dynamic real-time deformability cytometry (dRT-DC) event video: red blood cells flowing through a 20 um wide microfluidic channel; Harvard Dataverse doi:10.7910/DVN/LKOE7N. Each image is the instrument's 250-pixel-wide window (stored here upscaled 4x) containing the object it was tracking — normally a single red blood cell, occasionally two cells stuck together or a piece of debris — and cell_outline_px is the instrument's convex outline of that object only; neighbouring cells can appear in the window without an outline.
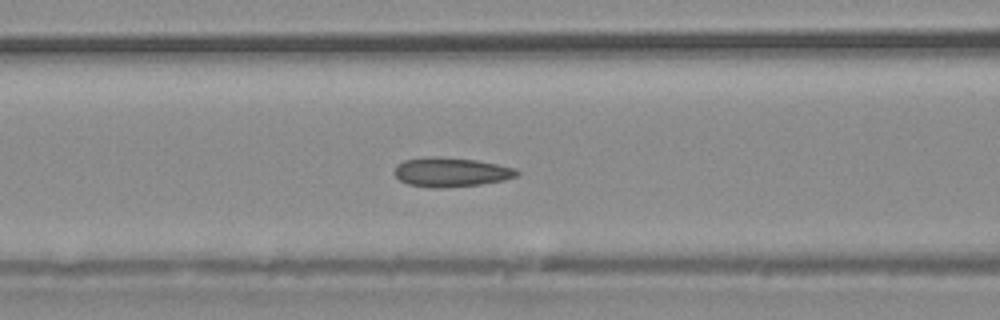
{"species": "common noctule bat (a hibernating species)", "species_latin": "Nyctalus noctula", "temperature_condition": "warm", "stored_images_in_passage": 39, "camera_frame_rate_fps": 3000, "um_per_image_px": 0.085, "animal": {"sex": "male", "body_mass_g": 20.4}, "frame": {"image": 1, "passage_image": 16, "time_ms": 5.0, "image_size_px": [1000, 320], "cell_outline_px": [[520, 176], [504, 180], [480, 184], [444, 188], [428, 188], [408, 184], [400, 180], [392, 172], [396, 164], [404, 160], [428, 156], [436, 156], [476, 160], [516, 168], [520, 172]], "centroid_in_image_um": [38.31, 14.63], "position_along_channel_um": 128.3, "area_um2": 21.21}}
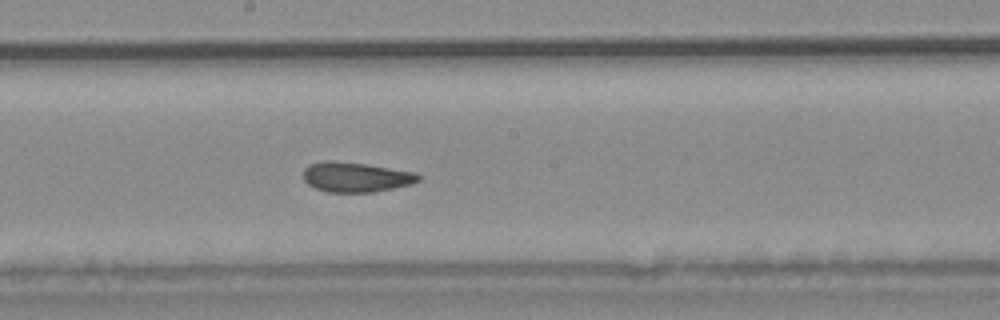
{"frame": {"image": 2, "passage_image": 21, "time_ms": 6.667, "image_size_px": [1000, 320], "cell_outline_px": [[420, 180], [412, 184], [372, 192], [328, 192], [316, 188], [308, 184], [304, 180], [304, 168], [308, 164], [324, 160], [332, 160], [364, 164], [416, 172], [420, 176]], "centroid_in_image_um": [30.23, 15.04], "position_along_channel_um": 218.0, "area_um2": 20.0}}
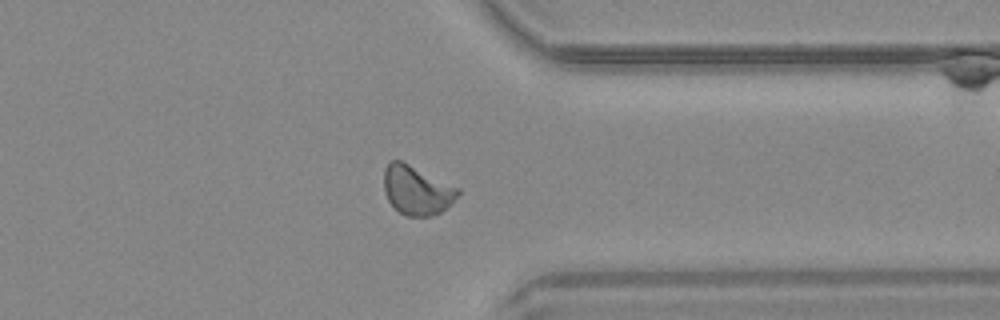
{"frame": {"image": 3, "passage_image": 30, "time_ms": 9.667, "image_size_px": [1000, 320], "cell_outline_px": [[460, 192], [452, 204], [440, 212], [432, 216], [408, 216], [400, 212], [388, 200], [384, 192], [384, 168], [392, 160], [400, 160], [460, 188]], "centroid_in_image_um": [35.44, 16.17], "position_along_channel_um": 376.0, "area_um2": 21.04}}